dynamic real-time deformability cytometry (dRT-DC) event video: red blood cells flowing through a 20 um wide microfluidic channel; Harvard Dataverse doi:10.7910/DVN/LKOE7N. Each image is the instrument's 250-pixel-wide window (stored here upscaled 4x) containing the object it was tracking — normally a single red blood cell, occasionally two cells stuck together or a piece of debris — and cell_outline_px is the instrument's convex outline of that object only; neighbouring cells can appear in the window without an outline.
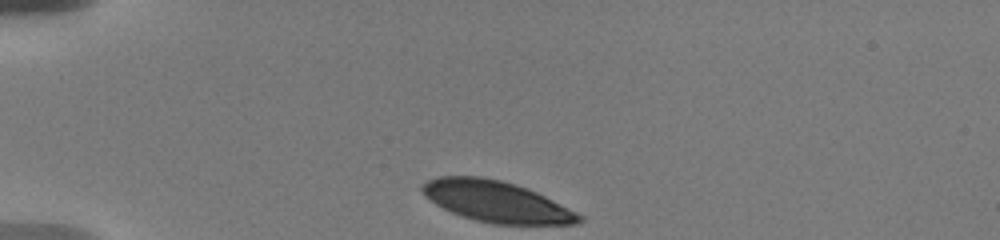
{"species": "human", "species_latin": "Homo sapiens", "temperature_condition": "warm", "stored_images_in_passage": 6, "camera_frame_rate_fps": 3000, "um_per_image_px": 0.085, "donor": {"sex": "male"}, "frame": {"image": 1, "passage_image": 1, "time_ms": 0.0, "image_size_px": [1000, 240], "cell_outline_px": [[584, 220], [580, 224], [492, 224], [476, 220], [452, 212], [436, 204], [420, 188], [420, 184], [436, 176], [480, 176], [500, 180], [516, 184], [528, 188], [584, 216]], "centroid_in_image_um": [42.22, 17.13], "position_along_channel_um": 42.8, "area_um2": 37.28}}
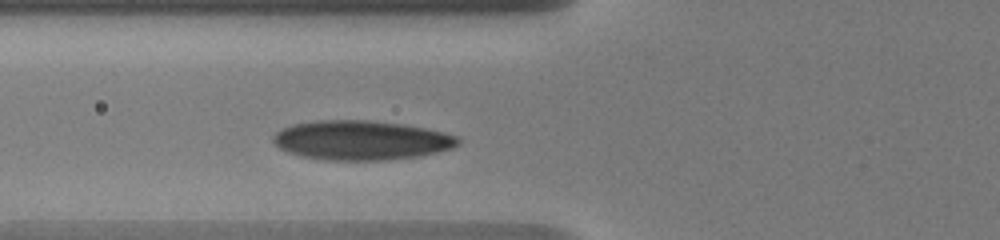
{"frame": {"image": 2, "passage_image": 6, "time_ms": 2.667, "image_size_px": [1000, 240], "cell_outline_px": [[460, 144], [452, 148], [420, 156], [388, 160], [328, 160], [300, 156], [288, 152], [280, 148], [272, 140], [272, 136], [276, 132], [292, 124], [316, 120], [368, 120], [404, 124], [444, 132], [460, 136]], "centroid_in_image_um": [30.72, 11.92], "position_along_channel_um": 95.1, "area_um2": 42.66}}